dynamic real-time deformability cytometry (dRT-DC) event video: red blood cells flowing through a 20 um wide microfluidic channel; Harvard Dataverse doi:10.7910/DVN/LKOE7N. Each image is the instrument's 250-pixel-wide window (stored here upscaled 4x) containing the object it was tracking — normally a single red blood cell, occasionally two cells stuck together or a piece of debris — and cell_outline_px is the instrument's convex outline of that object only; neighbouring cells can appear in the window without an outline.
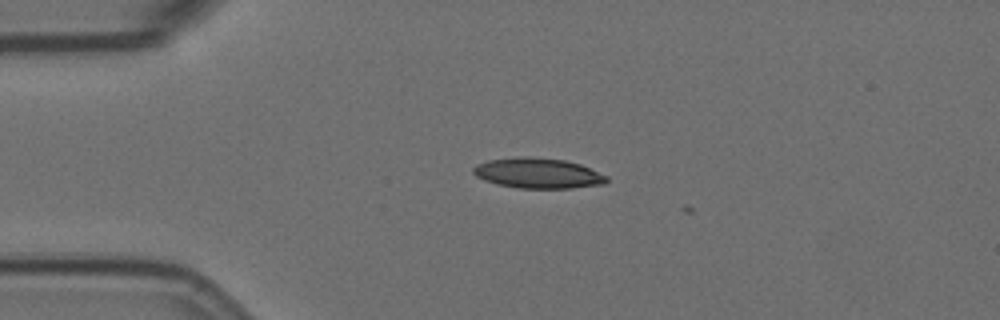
{"species": "Egyptian fruit bat (a non-hibernating species)", "species_latin": "Rousettus aegyptiacus", "temperature_condition": "room temperature", "stored_images_in_passage": 3, "camera_frame_rate_fps": 3000, "um_per_image_px": 0.085, "animal": {"sex": "female"}, "frame": {"image": 1, "passage_image": 1, "time_ms": 0.0, "image_size_px": [1000, 320], "cell_outline_px": [[608, 180], [604, 184], [572, 188], [516, 188], [496, 184], [484, 180], [476, 176], [472, 172], [472, 168], [476, 164], [488, 160], [520, 156], [528, 156], [564, 160], [580, 164], [608, 176]], "centroid_in_image_um": [45.7, 14.72], "position_along_channel_um": 39.3, "area_um2": 23.7}}